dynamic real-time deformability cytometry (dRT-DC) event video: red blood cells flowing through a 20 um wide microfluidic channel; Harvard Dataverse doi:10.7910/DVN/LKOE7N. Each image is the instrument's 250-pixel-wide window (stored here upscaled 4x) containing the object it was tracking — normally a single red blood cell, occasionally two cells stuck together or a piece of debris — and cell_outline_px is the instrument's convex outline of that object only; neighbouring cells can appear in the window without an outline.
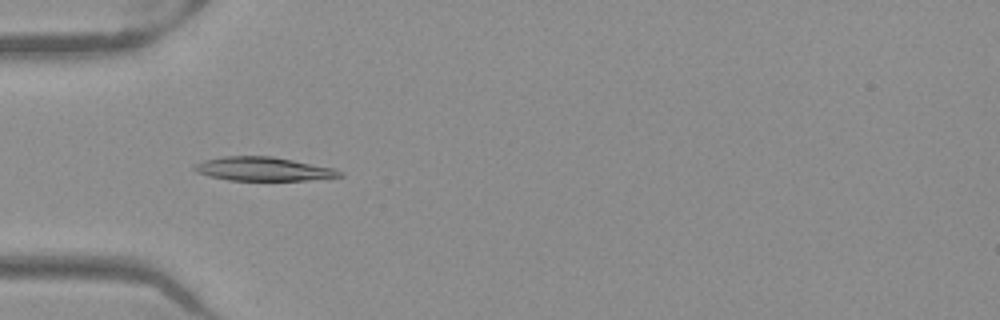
{"species": "Egyptian fruit bat (a non-hibernating species)", "species_latin": "Rousettus aegyptiacus", "temperature_condition": "warm", "stored_images_in_passage": 41, "camera_frame_rate_fps": 3000, "um_per_image_px": 0.085, "frame": {"image": 1, "passage_image": 6, "time_ms": 1.667, "image_size_px": [1000, 320], "cell_outline_px": [[344, 176], [308, 180], [228, 180], [208, 176], [196, 172], [192, 168], [196, 164], [204, 160], [224, 156], [272, 156], [336, 168], [344, 172]], "centroid_in_image_um": [22.41, 14.36], "position_along_channel_um": 62.6, "area_um2": 20.23}}
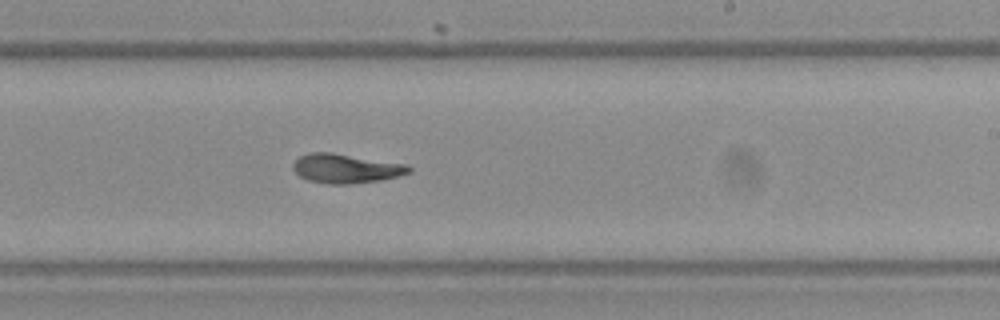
{"frame": {"image": 2, "passage_image": 21, "time_ms": 6.667, "image_size_px": [1000, 320], "cell_outline_px": [[412, 172], [400, 176], [380, 180], [352, 184], [328, 184], [308, 180], [300, 176], [292, 168], [292, 164], [300, 156], [308, 152], [332, 152], [408, 164], [412, 168]], "centroid_in_image_um": [29.43, 14.31], "position_along_channel_um": 259.6, "area_um2": 20.0}}
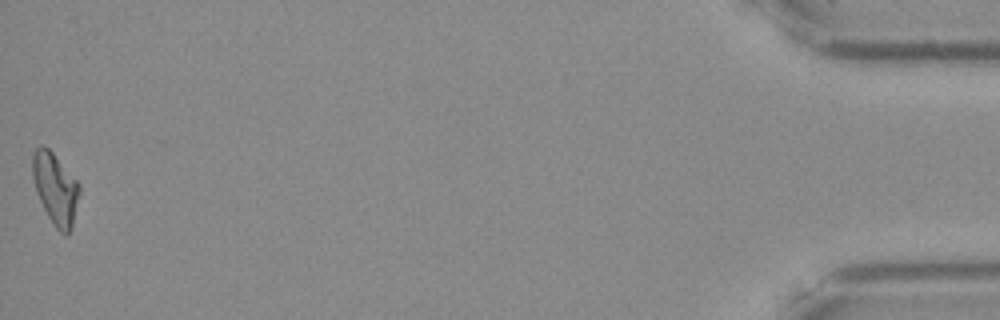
{"frame": {"image": 3, "passage_image": 41, "time_ms": 13.333, "image_size_px": [1000, 320], "cell_outline_px": [[80, 192], [72, 228], [64, 236], [56, 228], [48, 216], [36, 192], [32, 176], [32, 152], [40, 144], [44, 144], [52, 152], [80, 184]], "centroid_in_image_um": [4.7, 16.01], "position_along_channel_um": 430.5, "area_um2": 19.54}, "authors_computed_cell_mechanics": {"area_um2": 19.4786, "velocity_mm_per_s": 3.9813, "shape_relaxation_time_tau1_ms": 4.6071, "shape_relaxation_time_tau2_ms": 3.7829, "deformation_change_tau1": 0.1875, "deformation_change_tau2": 0.1035}}